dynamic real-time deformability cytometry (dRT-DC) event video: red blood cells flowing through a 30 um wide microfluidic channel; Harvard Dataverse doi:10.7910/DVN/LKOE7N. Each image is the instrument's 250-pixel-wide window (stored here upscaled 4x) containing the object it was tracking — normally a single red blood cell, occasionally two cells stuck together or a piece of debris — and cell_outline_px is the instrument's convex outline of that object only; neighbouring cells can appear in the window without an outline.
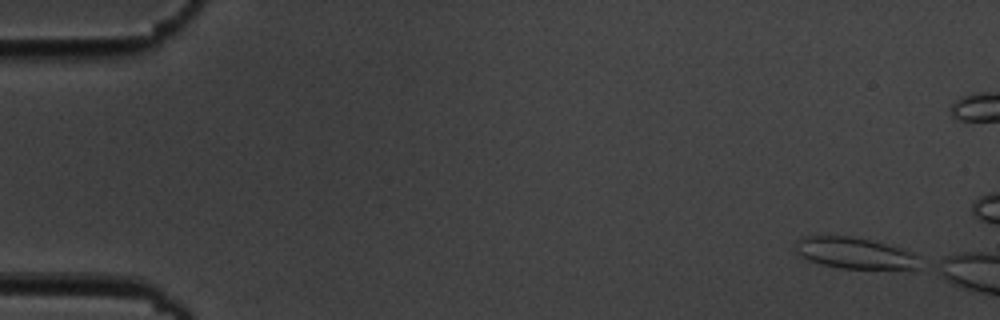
{"species": "common noctule bat (a hibernating species)", "species_latin": "Nyctalus noctula", "temperature_condition": "cold", "stored_images_in_passage": 6, "camera_frame_rate_fps": 3000, "um_per_image_px": 0.085, "animal": {"sex": "male", "body_mass_g": 19.5, "forearm_length_mm": 54.6}, "frame": {"image": 1, "passage_image": 1, "time_ms": 0.0, "image_size_px": [1000, 320], "cell_outline_px": [[920, 268], [840, 268], [808, 260], [800, 256], [796, 252], [796, 240], [804, 236], [852, 236], [904, 248], [912, 252], [916, 256]], "centroid_in_image_um": [72.62, 21.49], "position_along_channel_um": 12.4, "area_um2": 22.31}}